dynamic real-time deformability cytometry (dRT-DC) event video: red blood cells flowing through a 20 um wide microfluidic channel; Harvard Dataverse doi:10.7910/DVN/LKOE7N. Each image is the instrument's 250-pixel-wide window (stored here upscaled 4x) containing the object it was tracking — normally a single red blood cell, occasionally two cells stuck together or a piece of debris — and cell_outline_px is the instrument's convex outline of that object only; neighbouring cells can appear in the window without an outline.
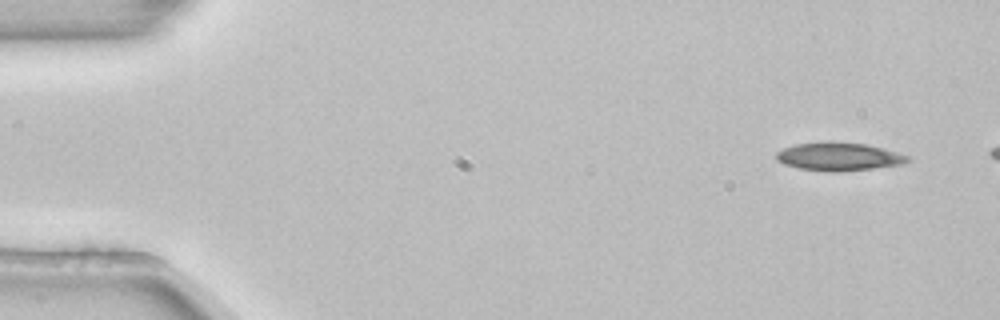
{"species": "common noctule bat (a hibernating species)", "species_latin": "Nyctalus noctula", "temperature_condition": "room temperature", "stored_images_in_passage": 3, "camera_frame_rate_fps": 3000, "um_per_image_px": 0.085, "animal": {"sex": "female", "body_mass_g": 22.7, "forearm_length_mm": 54.2}, "frame": {"image": 1, "passage_image": 1, "time_ms": 0.0, "image_size_px": [1000, 320], "cell_outline_px": [[908, 160], [900, 164], [872, 168], [840, 172], [824, 172], [800, 168], [784, 164], [776, 160], [776, 152], [792, 144], [828, 140], [864, 144], [896, 152], [908, 156]], "centroid_in_image_um": [71.19, 13.3], "position_along_channel_um": 13.8, "area_um2": 21.62}}